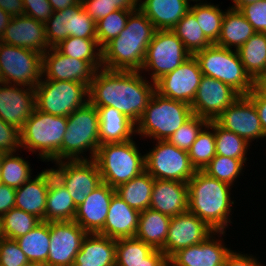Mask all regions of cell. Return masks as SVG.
Wrapping results in <instances>:
<instances>
[{
  "instance_id": "6da1fadb",
  "label": "cell",
  "mask_w": 266,
  "mask_h": 266,
  "mask_svg": "<svg viewBox=\"0 0 266 266\" xmlns=\"http://www.w3.org/2000/svg\"><path fill=\"white\" fill-rule=\"evenodd\" d=\"M139 73L100 68L89 85V102L114 107L136 124L155 92V83L149 84Z\"/></svg>"
},
{
  "instance_id": "7a4b0ae2",
  "label": "cell",
  "mask_w": 266,
  "mask_h": 266,
  "mask_svg": "<svg viewBox=\"0 0 266 266\" xmlns=\"http://www.w3.org/2000/svg\"><path fill=\"white\" fill-rule=\"evenodd\" d=\"M156 29L138 8L125 28L102 48V67L108 70L140 71Z\"/></svg>"
},
{
  "instance_id": "3957f363",
  "label": "cell",
  "mask_w": 266,
  "mask_h": 266,
  "mask_svg": "<svg viewBox=\"0 0 266 266\" xmlns=\"http://www.w3.org/2000/svg\"><path fill=\"white\" fill-rule=\"evenodd\" d=\"M188 184V211L207 223L214 231H224L230 223V185L196 171ZM229 218V220H228Z\"/></svg>"
},
{
  "instance_id": "277c9868",
  "label": "cell",
  "mask_w": 266,
  "mask_h": 266,
  "mask_svg": "<svg viewBox=\"0 0 266 266\" xmlns=\"http://www.w3.org/2000/svg\"><path fill=\"white\" fill-rule=\"evenodd\" d=\"M93 160L98 166L102 182L112 188H117L145 171V156L139 153L133 139L101 144Z\"/></svg>"
},
{
  "instance_id": "5b68a950",
  "label": "cell",
  "mask_w": 266,
  "mask_h": 266,
  "mask_svg": "<svg viewBox=\"0 0 266 266\" xmlns=\"http://www.w3.org/2000/svg\"><path fill=\"white\" fill-rule=\"evenodd\" d=\"M193 115L188 103L163 97L155 91L136 123V133L167 141Z\"/></svg>"
},
{
  "instance_id": "8992f818",
  "label": "cell",
  "mask_w": 266,
  "mask_h": 266,
  "mask_svg": "<svg viewBox=\"0 0 266 266\" xmlns=\"http://www.w3.org/2000/svg\"><path fill=\"white\" fill-rule=\"evenodd\" d=\"M67 117L43 113L35 108L20 130L21 147L39 151L42 160L61 161V145Z\"/></svg>"
},
{
  "instance_id": "52a82bcc",
  "label": "cell",
  "mask_w": 266,
  "mask_h": 266,
  "mask_svg": "<svg viewBox=\"0 0 266 266\" xmlns=\"http://www.w3.org/2000/svg\"><path fill=\"white\" fill-rule=\"evenodd\" d=\"M194 57L203 75L220 80L239 95H247L254 88V81L246 73L237 50L212 44L196 52Z\"/></svg>"
},
{
  "instance_id": "ba28073f",
  "label": "cell",
  "mask_w": 266,
  "mask_h": 266,
  "mask_svg": "<svg viewBox=\"0 0 266 266\" xmlns=\"http://www.w3.org/2000/svg\"><path fill=\"white\" fill-rule=\"evenodd\" d=\"M99 128L98 110L90 102L73 111L67 117V130L61 145V161L86 160L85 157H79L86 149L91 150L90 158L93 160L100 146Z\"/></svg>"
},
{
  "instance_id": "9c48e42d",
  "label": "cell",
  "mask_w": 266,
  "mask_h": 266,
  "mask_svg": "<svg viewBox=\"0 0 266 266\" xmlns=\"http://www.w3.org/2000/svg\"><path fill=\"white\" fill-rule=\"evenodd\" d=\"M40 80L35 87L36 109L54 116L68 117L89 102V85L75 81ZM84 99V100H83Z\"/></svg>"
},
{
  "instance_id": "30bf717a",
  "label": "cell",
  "mask_w": 266,
  "mask_h": 266,
  "mask_svg": "<svg viewBox=\"0 0 266 266\" xmlns=\"http://www.w3.org/2000/svg\"><path fill=\"white\" fill-rule=\"evenodd\" d=\"M42 68V53L0 42L1 82L35 88L43 77Z\"/></svg>"
},
{
  "instance_id": "8fae6325",
  "label": "cell",
  "mask_w": 266,
  "mask_h": 266,
  "mask_svg": "<svg viewBox=\"0 0 266 266\" xmlns=\"http://www.w3.org/2000/svg\"><path fill=\"white\" fill-rule=\"evenodd\" d=\"M145 154V170L154 178L187 183L195 174L188 152L165 140Z\"/></svg>"
},
{
  "instance_id": "7c38bea8",
  "label": "cell",
  "mask_w": 266,
  "mask_h": 266,
  "mask_svg": "<svg viewBox=\"0 0 266 266\" xmlns=\"http://www.w3.org/2000/svg\"><path fill=\"white\" fill-rule=\"evenodd\" d=\"M190 56L191 54L185 49L183 42L173 31L156 30L148 45L142 70H154L151 78L155 83L162 76L180 66Z\"/></svg>"
},
{
  "instance_id": "4fadbf2b",
  "label": "cell",
  "mask_w": 266,
  "mask_h": 266,
  "mask_svg": "<svg viewBox=\"0 0 266 266\" xmlns=\"http://www.w3.org/2000/svg\"><path fill=\"white\" fill-rule=\"evenodd\" d=\"M45 30L50 48H55L69 36L97 39L96 22L84 10L81 1L77 5L53 12L45 23Z\"/></svg>"
},
{
  "instance_id": "5bb4252c",
  "label": "cell",
  "mask_w": 266,
  "mask_h": 266,
  "mask_svg": "<svg viewBox=\"0 0 266 266\" xmlns=\"http://www.w3.org/2000/svg\"><path fill=\"white\" fill-rule=\"evenodd\" d=\"M58 169H51L78 207L101 183V174L94 160L58 161Z\"/></svg>"
},
{
  "instance_id": "9a60e30c",
  "label": "cell",
  "mask_w": 266,
  "mask_h": 266,
  "mask_svg": "<svg viewBox=\"0 0 266 266\" xmlns=\"http://www.w3.org/2000/svg\"><path fill=\"white\" fill-rule=\"evenodd\" d=\"M203 76L199 63L191 55L172 72L155 82V91L163 97L192 104Z\"/></svg>"
},
{
  "instance_id": "2e32d148",
  "label": "cell",
  "mask_w": 266,
  "mask_h": 266,
  "mask_svg": "<svg viewBox=\"0 0 266 266\" xmlns=\"http://www.w3.org/2000/svg\"><path fill=\"white\" fill-rule=\"evenodd\" d=\"M88 233L74 220L50 222V246L46 266H73Z\"/></svg>"
},
{
  "instance_id": "e0dca14e",
  "label": "cell",
  "mask_w": 266,
  "mask_h": 266,
  "mask_svg": "<svg viewBox=\"0 0 266 266\" xmlns=\"http://www.w3.org/2000/svg\"><path fill=\"white\" fill-rule=\"evenodd\" d=\"M214 233L224 234L225 232L214 231L207 223L189 211L171 217L164 254L169 259L178 250L199 244Z\"/></svg>"
},
{
  "instance_id": "ac0fdd59",
  "label": "cell",
  "mask_w": 266,
  "mask_h": 266,
  "mask_svg": "<svg viewBox=\"0 0 266 266\" xmlns=\"http://www.w3.org/2000/svg\"><path fill=\"white\" fill-rule=\"evenodd\" d=\"M240 95L229 85L203 75L191 109L194 115L215 121Z\"/></svg>"
},
{
  "instance_id": "d6986e66",
  "label": "cell",
  "mask_w": 266,
  "mask_h": 266,
  "mask_svg": "<svg viewBox=\"0 0 266 266\" xmlns=\"http://www.w3.org/2000/svg\"><path fill=\"white\" fill-rule=\"evenodd\" d=\"M215 122L223 129L244 138L248 143L251 139L266 137L255 105L247 95H240Z\"/></svg>"
},
{
  "instance_id": "ffe728a7",
  "label": "cell",
  "mask_w": 266,
  "mask_h": 266,
  "mask_svg": "<svg viewBox=\"0 0 266 266\" xmlns=\"http://www.w3.org/2000/svg\"><path fill=\"white\" fill-rule=\"evenodd\" d=\"M95 71L87 61L63 55L56 48H49L43 53L42 75L47 80L75 81L90 85Z\"/></svg>"
},
{
  "instance_id": "44dd1931",
  "label": "cell",
  "mask_w": 266,
  "mask_h": 266,
  "mask_svg": "<svg viewBox=\"0 0 266 266\" xmlns=\"http://www.w3.org/2000/svg\"><path fill=\"white\" fill-rule=\"evenodd\" d=\"M0 118L21 130L36 108L35 88H18L0 83ZM3 85V87H2Z\"/></svg>"
},
{
  "instance_id": "7402d4cb",
  "label": "cell",
  "mask_w": 266,
  "mask_h": 266,
  "mask_svg": "<svg viewBox=\"0 0 266 266\" xmlns=\"http://www.w3.org/2000/svg\"><path fill=\"white\" fill-rule=\"evenodd\" d=\"M0 42L42 54L50 48L46 39L45 23L26 15L11 18Z\"/></svg>"
},
{
  "instance_id": "603a6c76",
  "label": "cell",
  "mask_w": 266,
  "mask_h": 266,
  "mask_svg": "<svg viewBox=\"0 0 266 266\" xmlns=\"http://www.w3.org/2000/svg\"><path fill=\"white\" fill-rule=\"evenodd\" d=\"M115 188L102 182L77 207L74 221L87 233L98 234L103 228Z\"/></svg>"
},
{
  "instance_id": "cb8c5ba5",
  "label": "cell",
  "mask_w": 266,
  "mask_h": 266,
  "mask_svg": "<svg viewBox=\"0 0 266 266\" xmlns=\"http://www.w3.org/2000/svg\"><path fill=\"white\" fill-rule=\"evenodd\" d=\"M188 246L175 252L169 259V266H224L227 255L231 252L219 240L210 239Z\"/></svg>"
},
{
  "instance_id": "d4e9b609",
  "label": "cell",
  "mask_w": 266,
  "mask_h": 266,
  "mask_svg": "<svg viewBox=\"0 0 266 266\" xmlns=\"http://www.w3.org/2000/svg\"><path fill=\"white\" fill-rule=\"evenodd\" d=\"M188 184L174 180L155 179L150 208L170 217L188 211Z\"/></svg>"
},
{
  "instance_id": "484cf974",
  "label": "cell",
  "mask_w": 266,
  "mask_h": 266,
  "mask_svg": "<svg viewBox=\"0 0 266 266\" xmlns=\"http://www.w3.org/2000/svg\"><path fill=\"white\" fill-rule=\"evenodd\" d=\"M140 212L126 204L116 193L111 198L104 228L98 233L111 239L133 238Z\"/></svg>"
},
{
  "instance_id": "4316f807",
  "label": "cell",
  "mask_w": 266,
  "mask_h": 266,
  "mask_svg": "<svg viewBox=\"0 0 266 266\" xmlns=\"http://www.w3.org/2000/svg\"><path fill=\"white\" fill-rule=\"evenodd\" d=\"M115 254V239L88 233L76 254L73 266H116Z\"/></svg>"
},
{
  "instance_id": "83f0119b",
  "label": "cell",
  "mask_w": 266,
  "mask_h": 266,
  "mask_svg": "<svg viewBox=\"0 0 266 266\" xmlns=\"http://www.w3.org/2000/svg\"><path fill=\"white\" fill-rule=\"evenodd\" d=\"M49 187V169L42 171L33 180L30 178L16 188L15 207L45 221L46 199Z\"/></svg>"
},
{
  "instance_id": "f1b7e54d",
  "label": "cell",
  "mask_w": 266,
  "mask_h": 266,
  "mask_svg": "<svg viewBox=\"0 0 266 266\" xmlns=\"http://www.w3.org/2000/svg\"><path fill=\"white\" fill-rule=\"evenodd\" d=\"M138 7L156 30H171L190 10L189 0H144Z\"/></svg>"
},
{
  "instance_id": "f546056e",
  "label": "cell",
  "mask_w": 266,
  "mask_h": 266,
  "mask_svg": "<svg viewBox=\"0 0 266 266\" xmlns=\"http://www.w3.org/2000/svg\"><path fill=\"white\" fill-rule=\"evenodd\" d=\"M99 113L100 145L131 140L136 124L114 107H96Z\"/></svg>"
},
{
  "instance_id": "4dcf8cb0",
  "label": "cell",
  "mask_w": 266,
  "mask_h": 266,
  "mask_svg": "<svg viewBox=\"0 0 266 266\" xmlns=\"http://www.w3.org/2000/svg\"><path fill=\"white\" fill-rule=\"evenodd\" d=\"M77 206L62 183L49 169V187L46 199L45 222L73 221Z\"/></svg>"
},
{
  "instance_id": "1f68e13d",
  "label": "cell",
  "mask_w": 266,
  "mask_h": 266,
  "mask_svg": "<svg viewBox=\"0 0 266 266\" xmlns=\"http://www.w3.org/2000/svg\"><path fill=\"white\" fill-rule=\"evenodd\" d=\"M171 217L151 208L140 212L135 238L164 253Z\"/></svg>"
},
{
  "instance_id": "d6a6232c",
  "label": "cell",
  "mask_w": 266,
  "mask_h": 266,
  "mask_svg": "<svg viewBox=\"0 0 266 266\" xmlns=\"http://www.w3.org/2000/svg\"><path fill=\"white\" fill-rule=\"evenodd\" d=\"M256 31L238 9L230 8L225 12L220 36L215 45L238 50Z\"/></svg>"
},
{
  "instance_id": "836d02e7",
  "label": "cell",
  "mask_w": 266,
  "mask_h": 266,
  "mask_svg": "<svg viewBox=\"0 0 266 266\" xmlns=\"http://www.w3.org/2000/svg\"><path fill=\"white\" fill-rule=\"evenodd\" d=\"M154 182L155 179L145 170L115 188L116 194L130 207L141 212L150 208Z\"/></svg>"
},
{
  "instance_id": "e575fe53",
  "label": "cell",
  "mask_w": 266,
  "mask_h": 266,
  "mask_svg": "<svg viewBox=\"0 0 266 266\" xmlns=\"http://www.w3.org/2000/svg\"><path fill=\"white\" fill-rule=\"evenodd\" d=\"M237 52L246 73L253 81L266 74V33L256 32Z\"/></svg>"
},
{
  "instance_id": "d590c367",
  "label": "cell",
  "mask_w": 266,
  "mask_h": 266,
  "mask_svg": "<svg viewBox=\"0 0 266 266\" xmlns=\"http://www.w3.org/2000/svg\"><path fill=\"white\" fill-rule=\"evenodd\" d=\"M29 262H47L50 246V222L41 221L31 231L15 239Z\"/></svg>"
},
{
  "instance_id": "8d00e7d4",
  "label": "cell",
  "mask_w": 266,
  "mask_h": 266,
  "mask_svg": "<svg viewBox=\"0 0 266 266\" xmlns=\"http://www.w3.org/2000/svg\"><path fill=\"white\" fill-rule=\"evenodd\" d=\"M99 47L97 52L96 48ZM61 54L87 61L96 71L103 68L102 49L97 39H86L69 36L55 47ZM95 48V49H94Z\"/></svg>"
},
{
  "instance_id": "74e56055",
  "label": "cell",
  "mask_w": 266,
  "mask_h": 266,
  "mask_svg": "<svg viewBox=\"0 0 266 266\" xmlns=\"http://www.w3.org/2000/svg\"><path fill=\"white\" fill-rule=\"evenodd\" d=\"M183 42L185 49L194 55L213 43L204 35L195 15L189 10L179 22L171 29Z\"/></svg>"
},
{
  "instance_id": "f35d334b",
  "label": "cell",
  "mask_w": 266,
  "mask_h": 266,
  "mask_svg": "<svg viewBox=\"0 0 266 266\" xmlns=\"http://www.w3.org/2000/svg\"><path fill=\"white\" fill-rule=\"evenodd\" d=\"M208 124L215 134L216 155L233 159H247L245 154L250 143L239 135L223 129L215 121H209Z\"/></svg>"
},
{
  "instance_id": "ab89813d",
  "label": "cell",
  "mask_w": 266,
  "mask_h": 266,
  "mask_svg": "<svg viewBox=\"0 0 266 266\" xmlns=\"http://www.w3.org/2000/svg\"><path fill=\"white\" fill-rule=\"evenodd\" d=\"M190 11L195 15L204 35L215 44L220 36L225 12H222L218 5L214 6L207 3L190 6Z\"/></svg>"
},
{
  "instance_id": "60d3db41",
  "label": "cell",
  "mask_w": 266,
  "mask_h": 266,
  "mask_svg": "<svg viewBox=\"0 0 266 266\" xmlns=\"http://www.w3.org/2000/svg\"><path fill=\"white\" fill-rule=\"evenodd\" d=\"M0 170L2 184L15 189L31 178L28 162L13 153L0 154Z\"/></svg>"
},
{
  "instance_id": "b9f144b4",
  "label": "cell",
  "mask_w": 266,
  "mask_h": 266,
  "mask_svg": "<svg viewBox=\"0 0 266 266\" xmlns=\"http://www.w3.org/2000/svg\"><path fill=\"white\" fill-rule=\"evenodd\" d=\"M1 218L5 237L12 240L25 235L41 222L35 215L16 207H13Z\"/></svg>"
},
{
  "instance_id": "7bdbcfd3",
  "label": "cell",
  "mask_w": 266,
  "mask_h": 266,
  "mask_svg": "<svg viewBox=\"0 0 266 266\" xmlns=\"http://www.w3.org/2000/svg\"><path fill=\"white\" fill-rule=\"evenodd\" d=\"M209 128L208 124L206 130H201L188 151L191 164L196 171H203L216 156L215 134L207 131Z\"/></svg>"
},
{
  "instance_id": "ee69618b",
  "label": "cell",
  "mask_w": 266,
  "mask_h": 266,
  "mask_svg": "<svg viewBox=\"0 0 266 266\" xmlns=\"http://www.w3.org/2000/svg\"><path fill=\"white\" fill-rule=\"evenodd\" d=\"M132 10L118 9L96 23L97 42L102 49L125 28Z\"/></svg>"
},
{
  "instance_id": "f6af8a7d",
  "label": "cell",
  "mask_w": 266,
  "mask_h": 266,
  "mask_svg": "<svg viewBox=\"0 0 266 266\" xmlns=\"http://www.w3.org/2000/svg\"><path fill=\"white\" fill-rule=\"evenodd\" d=\"M153 250L145 242L133 237L116 240V265H134L144 261Z\"/></svg>"
},
{
  "instance_id": "bcb514c9",
  "label": "cell",
  "mask_w": 266,
  "mask_h": 266,
  "mask_svg": "<svg viewBox=\"0 0 266 266\" xmlns=\"http://www.w3.org/2000/svg\"><path fill=\"white\" fill-rule=\"evenodd\" d=\"M247 159H233L221 155H216L205 167L203 172L208 176L218 179L232 186V183L241 170Z\"/></svg>"
},
{
  "instance_id": "7dc6e473",
  "label": "cell",
  "mask_w": 266,
  "mask_h": 266,
  "mask_svg": "<svg viewBox=\"0 0 266 266\" xmlns=\"http://www.w3.org/2000/svg\"><path fill=\"white\" fill-rule=\"evenodd\" d=\"M84 10L97 23L118 9L135 11L139 0H81Z\"/></svg>"
},
{
  "instance_id": "c3c4849f",
  "label": "cell",
  "mask_w": 266,
  "mask_h": 266,
  "mask_svg": "<svg viewBox=\"0 0 266 266\" xmlns=\"http://www.w3.org/2000/svg\"><path fill=\"white\" fill-rule=\"evenodd\" d=\"M209 121L205 118L193 115L178 130H176L167 140L170 144L177 148L189 151L191 145L197 139L202 127H207Z\"/></svg>"
},
{
  "instance_id": "681fc988",
  "label": "cell",
  "mask_w": 266,
  "mask_h": 266,
  "mask_svg": "<svg viewBox=\"0 0 266 266\" xmlns=\"http://www.w3.org/2000/svg\"><path fill=\"white\" fill-rule=\"evenodd\" d=\"M29 263L16 240L5 238L0 242V266H25Z\"/></svg>"
},
{
  "instance_id": "f907efd6",
  "label": "cell",
  "mask_w": 266,
  "mask_h": 266,
  "mask_svg": "<svg viewBox=\"0 0 266 266\" xmlns=\"http://www.w3.org/2000/svg\"><path fill=\"white\" fill-rule=\"evenodd\" d=\"M239 11L258 33H266V0L242 6Z\"/></svg>"
},
{
  "instance_id": "816d5d0a",
  "label": "cell",
  "mask_w": 266,
  "mask_h": 266,
  "mask_svg": "<svg viewBox=\"0 0 266 266\" xmlns=\"http://www.w3.org/2000/svg\"><path fill=\"white\" fill-rule=\"evenodd\" d=\"M21 147L20 130L0 118V154L14 153Z\"/></svg>"
},
{
  "instance_id": "f5cc1de1",
  "label": "cell",
  "mask_w": 266,
  "mask_h": 266,
  "mask_svg": "<svg viewBox=\"0 0 266 266\" xmlns=\"http://www.w3.org/2000/svg\"><path fill=\"white\" fill-rule=\"evenodd\" d=\"M24 15L46 23L52 16L53 10L48 0H23Z\"/></svg>"
},
{
  "instance_id": "db71d44e",
  "label": "cell",
  "mask_w": 266,
  "mask_h": 266,
  "mask_svg": "<svg viewBox=\"0 0 266 266\" xmlns=\"http://www.w3.org/2000/svg\"><path fill=\"white\" fill-rule=\"evenodd\" d=\"M16 189L0 185V217L15 207Z\"/></svg>"
},
{
  "instance_id": "11a10c76",
  "label": "cell",
  "mask_w": 266,
  "mask_h": 266,
  "mask_svg": "<svg viewBox=\"0 0 266 266\" xmlns=\"http://www.w3.org/2000/svg\"><path fill=\"white\" fill-rule=\"evenodd\" d=\"M255 105L261 127L266 136V98L262 97L254 88L247 94Z\"/></svg>"
},
{
  "instance_id": "9f6ffc18",
  "label": "cell",
  "mask_w": 266,
  "mask_h": 266,
  "mask_svg": "<svg viewBox=\"0 0 266 266\" xmlns=\"http://www.w3.org/2000/svg\"><path fill=\"white\" fill-rule=\"evenodd\" d=\"M116 266H169L167 256L158 249H153L144 261L134 265H116Z\"/></svg>"
},
{
  "instance_id": "6f0895ef",
  "label": "cell",
  "mask_w": 266,
  "mask_h": 266,
  "mask_svg": "<svg viewBox=\"0 0 266 266\" xmlns=\"http://www.w3.org/2000/svg\"><path fill=\"white\" fill-rule=\"evenodd\" d=\"M224 266H261L252 256L231 252L227 255Z\"/></svg>"
},
{
  "instance_id": "680465c9",
  "label": "cell",
  "mask_w": 266,
  "mask_h": 266,
  "mask_svg": "<svg viewBox=\"0 0 266 266\" xmlns=\"http://www.w3.org/2000/svg\"><path fill=\"white\" fill-rule=\"evenodd\" d=\"M0 8L11 17L24 15L23 0H0Z\"/></svg>"
},
{
  "instance_id": "91938a15",
  "label": "cell",
  "mask_w": 266,
  "mask_h": 266,
  "mask_svg": "<svg viewBox=\"0 0 266 266\" xmlns=\"http://www.w3.org/2000/svg\"><path fill=\"white\" fill-rule=\"evenodd\" d=\"M53 12L77 5L81 0H48Z\"/></svg>"
},
{
  "instance_id": "94428289",
  "label": "cell",
  "mask_w": 266,
  "mask_h": 266,
  "mask_svg": "<svg viewBox=\"0 0 266 266\" xmlns=\"http://www.w3.org/2000/svg\"><path fill=\"white\" fill-rule=\"evenodd\" d=\"M254 89L262 96L266 98V74L259 76L254 81Z\"/></svg>"
},
{
  "instance_id": "6125c7cd",
  "label": "cell",
  "mask_w": 266,
  "mask_h": 266,
  "mask_svg": "<svg viewBox=\"0 0 266 266\" xmlns=\"http://www.w3.org/2000/svg\"><path fill=\"white\" fill-rule=\"evenodd\" d=\"M11 16L0 8V38L11 20Z\"/></svg>"
},
{
  "instance_id": "be15d7a7",
  "label": "cell",
  "mask_w": 266,
  "mask_h": 266,
  "mask_svg": "<svg viewBox=\"0 0 266 266\" xmlns=\"http://www.w3.org/2000/svg\"><path fill=\"white\" fill-rule=\"evenodd\" d=\"M261 0H233V2L235 3L233 7V9H240L242 6L246 5V4H251V3H255Z\"/></svg>"
},
{
  "instance_id": "e7e4bbea",
  "label": "cell",
  "mask_w": 266,
  "mask_h": 266,
  "mask_svg": "<svg viewBox=\"0 0 266 266\" xmlns=\"http://www.w3.org/2000/svg\"><path fill=\"white\" fill-rule=\"evenodd\" d=\"M5 238L6 237L3 230L2 218L0 217V242Z\"/></svg>"
},
{
  "instance_id": "03108f58",
  "label": "cell",
  "mask_w": 266,
  "mask_h": 266,
  "mask_svg": "<svg viewBox=\"0 0 266 266\" xmlns=\"http://www.w3.org/2000/svg\"><path fill=\"white\" fill-rule=\"evenodd\" d=\"M25 266H46V265L42 264V263H32V262H30L29 264H26Z\"/></svg>"
},
{
  "instance_id": "003e7915",
  "label": "cell",
  "mask_w": 266,
  "mask_h": 266,
  "mask_svg": "<svg viewBox=\"0 0 266 266\" xmlns=\"http://www.w3.org/2000/svg\"><path fill=\"white\" fill-rule=\"evenodd\" d=\"M1 170H0V185L2 184V180H1Z\"/></svg>"
}]
</instances>
